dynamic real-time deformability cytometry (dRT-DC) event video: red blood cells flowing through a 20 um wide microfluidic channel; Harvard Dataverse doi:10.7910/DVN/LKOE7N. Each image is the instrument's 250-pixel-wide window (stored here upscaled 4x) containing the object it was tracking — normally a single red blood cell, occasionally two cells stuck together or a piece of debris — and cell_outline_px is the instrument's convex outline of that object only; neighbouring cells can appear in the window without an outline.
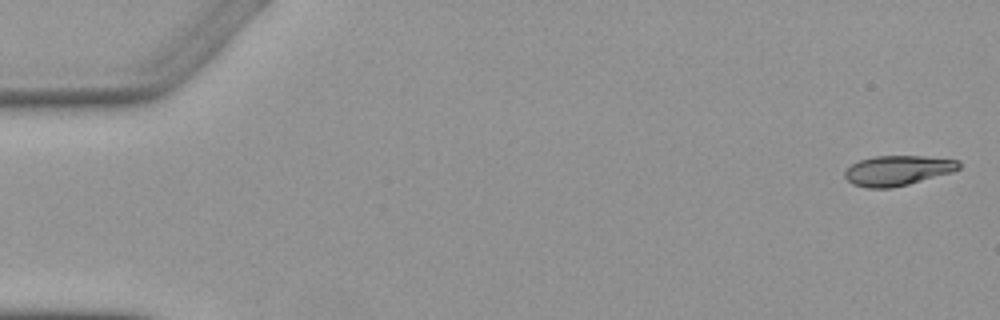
{"species": "Egyptian fruit bat (a non-hibernating species)", "species_latin": "Rousettus aegyptiacus", "temperature_condition": "warm", "stored_images_in_passage": 8, "camera_frame_rate_fps": 3000, "um_per_image_px": 0.085, "animal": {"sex": "female"}, "frame": {"image": 1, "passage_image": 1, "time_ms": 0.0, "image_size_px": [1000, 320], "cell_outline_px": [[960, 168], [952, 172], [908, 184], [892, 188], [868, 188], [852, 184], [844, 176], [844, 172], [852, 164], [860, 160], [876, 156], [924, 156], [960, 160]], "centroid_in_image_um": [76.3, 14.49], "position_along_channel_um": 8.7, "area_um2": 19.88}}
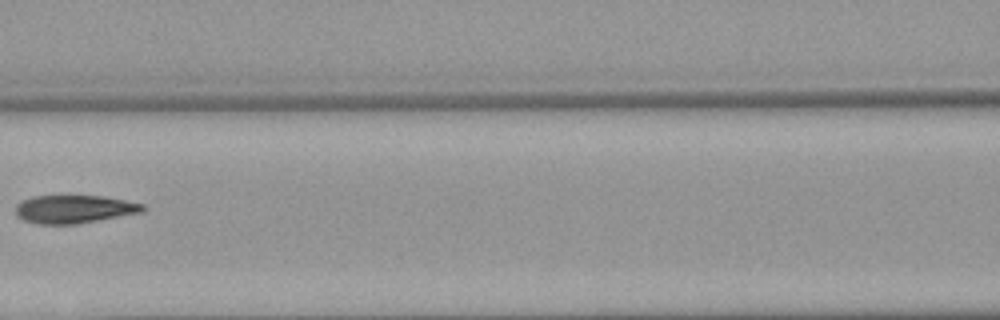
{"frame": {"image": 2, "passage_image": 7, "time_ms": 7.667, "image_size_px": [1000, 320], "cell_outline_px": [[148, 208], [144, 212], [80, 224], [36, 224], [24, 220], [16, 216], [16, 204], [32, 196], [100, 196], [124, 200], [144, 204]], "centroid_in_image_um": [6.34, 17.79], "position_along_channel_um": 160.3, "area_um2": 21.04}}
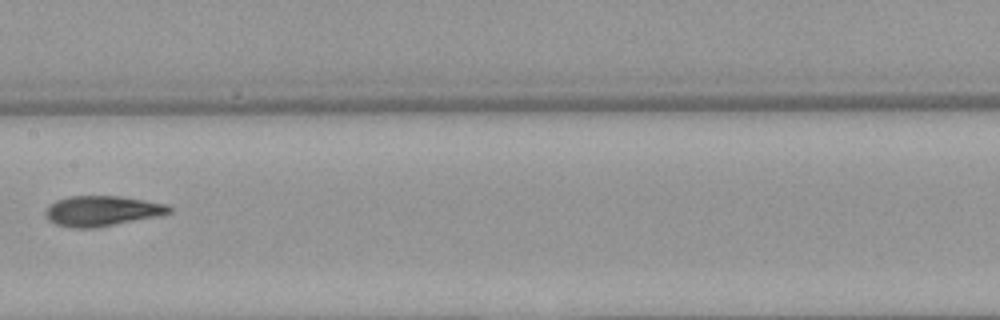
{"frame": {"image": 3, "passage_image": 8, "time_ms": 8.667, "image_size_px": [1000, 320], "cell_outline_px": [[172, 212], [156, 216], [96, 228], [72, 228], [56, 224], [48, 220], [44, 212], [48, 204], [56, 200], [68, 196], [120, 196], [168, 204], [172, 208]], "centroid_in_image_um": [8.63, 17.92], "position_along_channel_um": 198.8, "area_um2": 21.91}}